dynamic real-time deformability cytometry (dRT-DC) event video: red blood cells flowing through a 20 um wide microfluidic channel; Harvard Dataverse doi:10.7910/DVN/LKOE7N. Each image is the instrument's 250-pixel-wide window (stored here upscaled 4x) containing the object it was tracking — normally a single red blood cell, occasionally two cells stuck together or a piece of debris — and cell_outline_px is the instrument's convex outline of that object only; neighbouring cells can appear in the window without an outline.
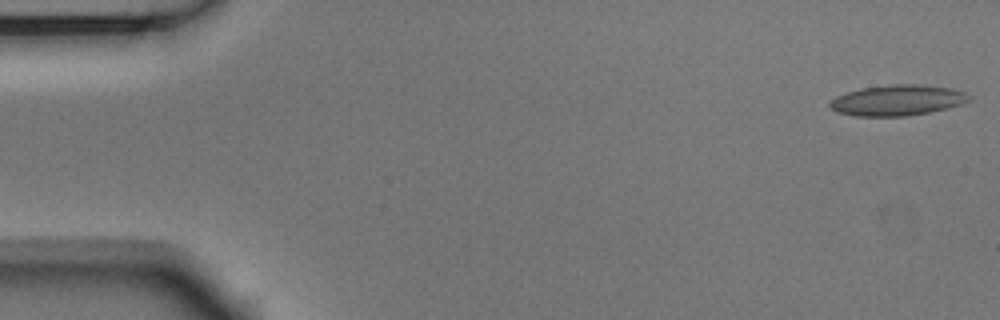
{"species": "Egyptian fruit bat (a non-hibernating species)", "species_latin": "Rousettus aegyptiacus", "temperature_condition": "room temperature", "stored_images_in_passage": 53, "camera_frame_rate_fps": 3000, "um_per_image_px": 0.085, "animal": {"sex": "male"}, "frame": {"image": 1, "passage_image": 1, "time_ms": 0.0, "image_size_px": [1000, 320], "cell_outline_px": [[972, 100], [948, 108], [928, 112], [904, 116], [856, 116], [836, 112], [828, 108], [828, 104], [836, 96], [860, 88], [892, 84], [916, 84], [952, 88], [964, 92], [972, 96]], "centroid_in_image_um": [76.27, 8.52], "position_along_channel_um": 8.7, "area_um2": 24.97}}
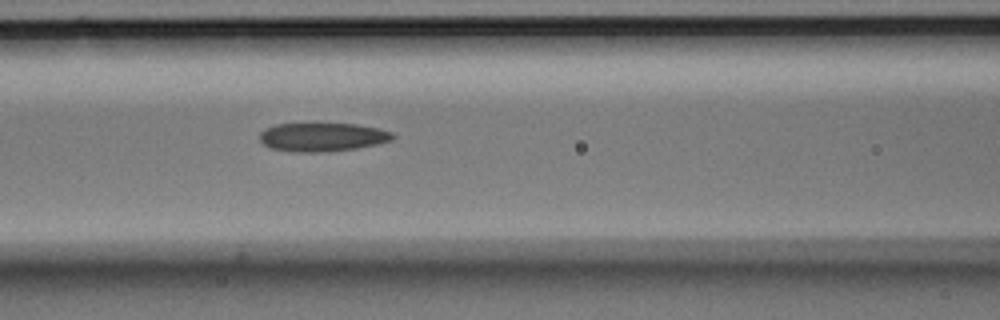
{"frame": {"image": 2, "passage_image": 22, "time_ms": 7.0, "image_size_px": [1000, 320], "cell_outline_px": [[396, 136], [392, 140], [376, 144], [356, 148], [328, 152], [292, 152], [272, 148], [264, 144], [260, 140], [260, 132], [264, 128], [276, 124], [356, 124], [376, 128], [392, 132]], "centroid_in_image_um": [27.39, 11.65], "position_along_channel_um": 139.2, "area_um2": 22.14}}
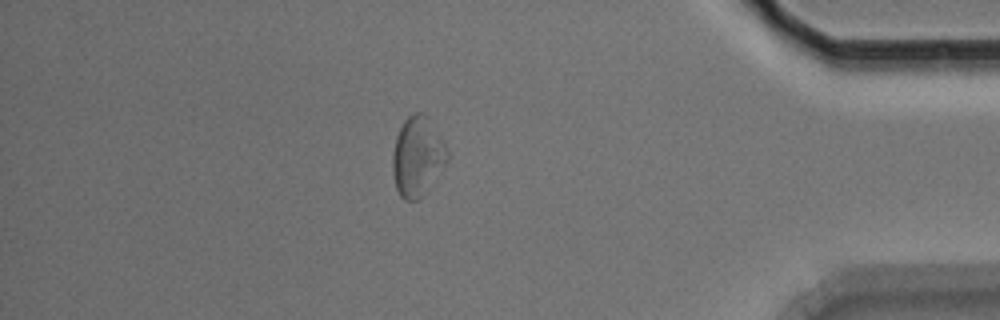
{"frame": {"image": 3, "passage_image": 46, "time_ms": 15.0, "image_size_px": [1000, 320], "cell_outline_px": [[448, 160], [420, 196], [416, 200], [404, 200], [400, 196], [396, 188], [392, 168], [392, 156], [396, 136], [404, 120], [408, 116], [416, 112], [424, 112], [428, 116], [440, 136], [448, 152]], "centroid_in_image_um": [35.45, 13.25], "position_along_channel_um": 399.7, "area_um2": 24.85}, "authors_computed_cell_mechanics": {"area_um2": 23.2934, "velocity_mm_per_s": 3.7184, "shape_relaxation_time_tau1_ms": null, "shape_relaxation_time_tau2_ms": 6.8583, "deformation_change_tau1": null, "deformation_change_tau2": 0.1193}}